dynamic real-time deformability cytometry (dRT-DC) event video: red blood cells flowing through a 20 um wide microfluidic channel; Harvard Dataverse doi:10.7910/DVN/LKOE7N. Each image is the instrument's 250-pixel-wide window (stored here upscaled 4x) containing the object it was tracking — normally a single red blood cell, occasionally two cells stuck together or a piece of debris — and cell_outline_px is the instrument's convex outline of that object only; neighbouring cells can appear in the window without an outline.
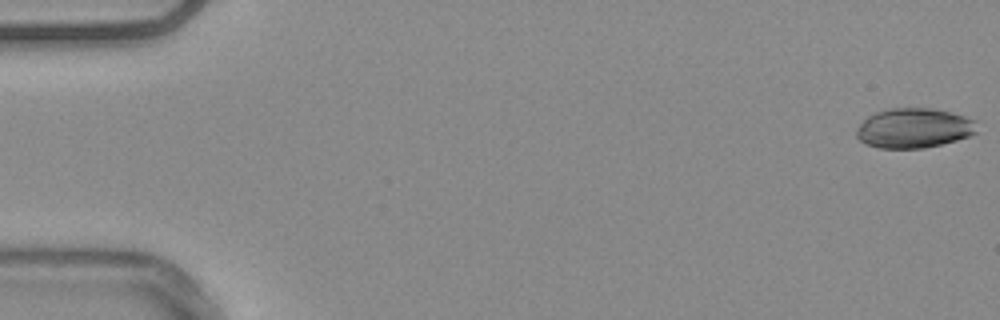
{"species": "common noctule bat (a hibernating species)", "species_latin": "Nyctalus noctula", "temperature_condition": "warm", "stored_images_in_passage": 54, "camera_frame_rate_fps": 3000, "um_per_image_px": 0.085, "animal": {"sex": "male", "body_mass_g": 20.4}, "frame": {"image": 1, "passage_image": 1, "time_ms": 0.0, "image_size_px": [1000, 320], "cell_outline_px": [[976, 132], [968, 136], [956, 140], [924, 148], [880, 148], [864, 144], [856, 136], [856, 128], [868, 116], [876, 112], [892, 108], [932, 108], [964, 116], [976, 120]], "centroid_in_image_um": [77.65, 10.89], "position_along_channel_um": 7.3, "area_um2": 27.8}}
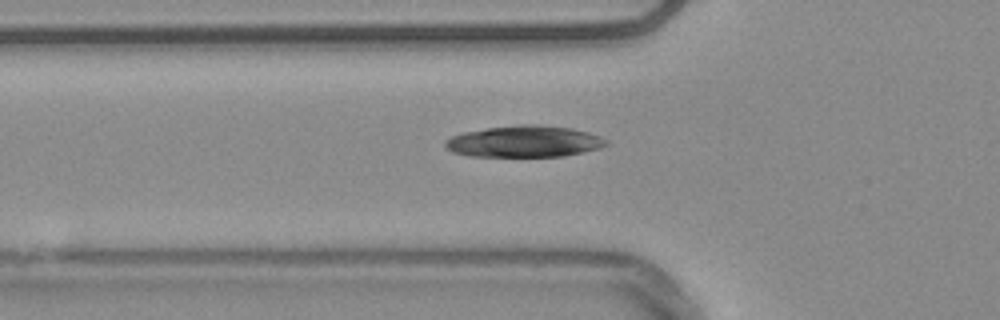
{"frame": {"image": 2, "passage_image": 19, "time_ms": 6.0, "image_size_px": [1000, 320], "cell_outline_px": [[608, 144], [600, 148], [564, 156], [468, 156], [452, 152], [444, 144], [444, 140], [452, 136], [464, 132], [488, 128], [520, 124], [536, 124], [572, 128], [588, 132], [600, 136], [608, 140]], "centroid_in_image_um": [44.57, 12.02], "position_along_channel_um": 81.2, "area_um2": 29.54}}
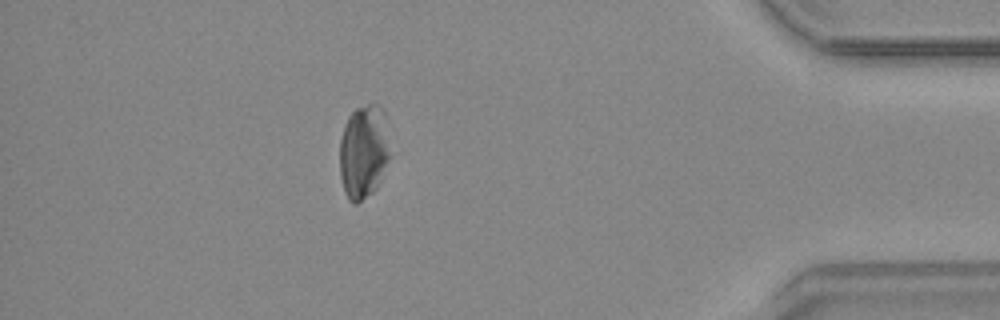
{"frame": {"image": 3, "passage_image": 48, "time_ms": 15.667, "image_size_px": [1000, 320], "cell_outline_px": [[392, 156], [376, 188], [372, 192], [356, 204], [352, 204], [348, 200], [344, 192], [340, 176], [340, 140], [344, 124], [348, 116], [356, 108], [368, 104], [380, 104], [384, 108]], "centroid_in_image_um": [30.94, 12.87], "position_along_channel_um": 404.3, "area_um2": 28.32}, "authors_computed_cell_mechanics": {"area_um2": 28.611, "velocity_mm_per_s": 3.7794, "shape_relaxation_time_tau1_ms": 6.3168, "shape_relaxation_time_tau2_ms": null, "deformation_change_tau1": 0.1023, "deformation_change_tau2": null}}